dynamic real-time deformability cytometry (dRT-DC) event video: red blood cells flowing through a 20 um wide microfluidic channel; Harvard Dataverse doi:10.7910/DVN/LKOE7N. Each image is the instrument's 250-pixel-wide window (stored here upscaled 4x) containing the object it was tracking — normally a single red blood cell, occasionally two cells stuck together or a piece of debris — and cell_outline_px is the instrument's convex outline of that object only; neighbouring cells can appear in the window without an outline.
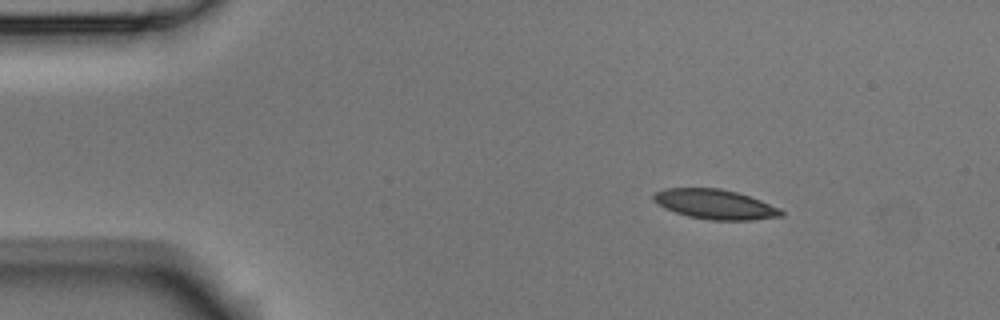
{"species": "Egyptian fruit bat (a non-hibernating species)", "species_latin": "Rousettus aegyptiacus", "temperature_condition": "room temperature", "stored_images_in_passage": 2, "camera_frame_rate_fps": 3000, "um_per_image_px": 0.085, "animal": {"sex": "male"}, "frame": {"image": 1, "passage_image": 1, "time_ms": 0.0, "image_size_px": [1000, 320], "cell_outline_px": [[784, 216], [752, 220], [712, 220], [688, 216], [664, 208], [652, 200], [652, 196], [656, 192], [664, 188], [720, 188], [736, 192], [760, 200], [780, 208], [784, 212]], "centroid_in_image_um": [60.78, 17.36], "position_along_channel_um": 24.2, "area_um2": 22.08}}